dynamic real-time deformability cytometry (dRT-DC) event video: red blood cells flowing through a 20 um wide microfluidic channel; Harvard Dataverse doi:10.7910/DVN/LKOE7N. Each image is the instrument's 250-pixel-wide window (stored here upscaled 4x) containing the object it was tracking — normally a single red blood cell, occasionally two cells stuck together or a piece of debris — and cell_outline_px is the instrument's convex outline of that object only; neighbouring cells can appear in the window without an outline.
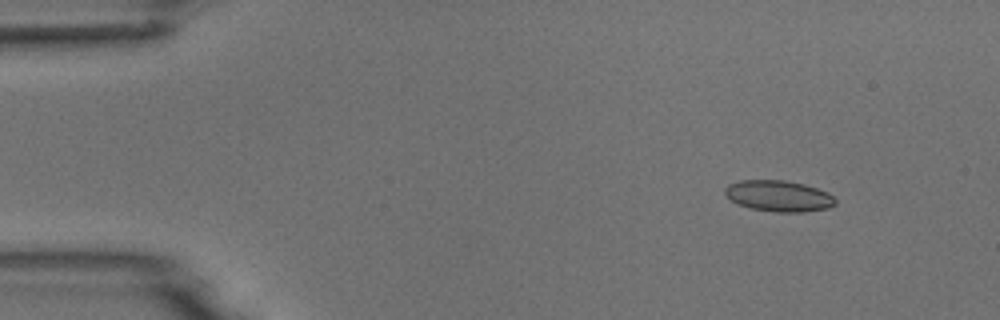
{"species": "common noctule bat (a hibernating species)", "species_latin": "Nyctalus noctula", "temperature_condition": "room temperature", "stored_images_in_passage": 4, "camera_frame_rate_fps": 3000, "um_per_image_px": 0.085, "animal": {"sex": "male", "body_mass_g": 18.8}, "frame": {"image": 1, "passage_image": 2, "time_ms": 1.333, "image_size_px": [1000, 320], "cell_outline_px": [[836, 204], [828, 208], [804, 212], [776, 212], [752, 208], [740, 204], [732, 200], [724, 192], [724, 188], [728, 184], [740, 180], [784, 180], [804, 184], [828, 192], [836, 200]], "centroid_in_image_um": [66.21, 16.65], "position_along_channel_um": 18.8, "area_um2": 19.88}}
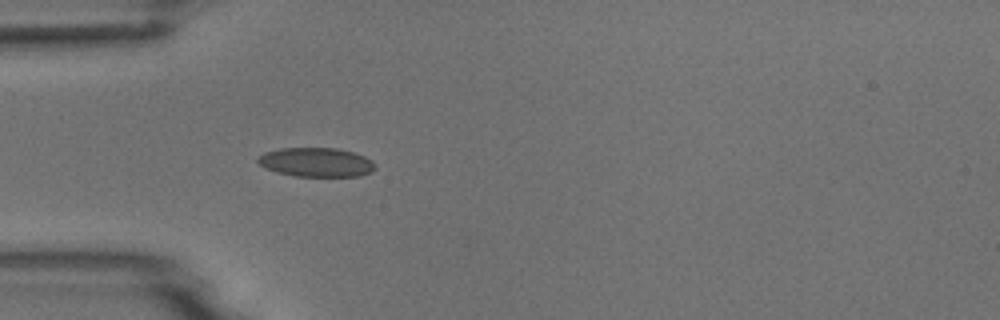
{"frame": {"image": 2, "passage_image": 4, "time_ms": 4.667, "image_size_px": [1000, 320], "cell_outline_px": [[376, 168], [372, 172], [360, 176], [296, 176], [276, 172], [264, 168], [256, 160], [264, 152], [280, 148], [336, 148], [352, 152], [364, 156], [372, 160], [376, 164]], "centroid_in_image_um": [26.89, 13.79], "position_along_channel_um": 58.1, "area_um2": 20.0}}